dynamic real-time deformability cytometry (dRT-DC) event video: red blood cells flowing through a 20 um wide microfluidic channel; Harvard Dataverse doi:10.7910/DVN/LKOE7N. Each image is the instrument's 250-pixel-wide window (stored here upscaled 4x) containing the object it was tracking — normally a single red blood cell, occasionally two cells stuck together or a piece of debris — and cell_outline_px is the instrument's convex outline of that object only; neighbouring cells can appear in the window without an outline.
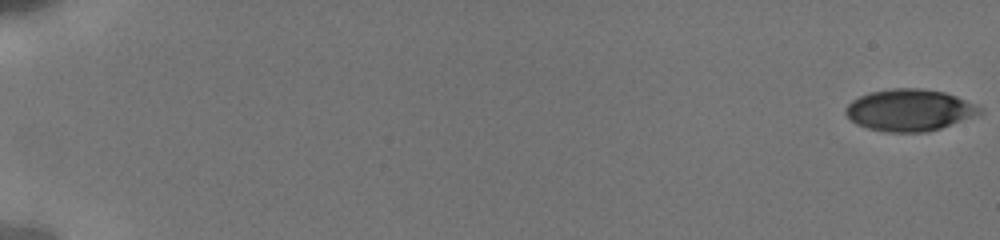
{"species": "human", "species_latin": "Homo sapiens", "temperature_condition": "cold", "stored_images_in_passage": 12, "camera_frame_rate_fps": 3000, "um_per_image_px": 0.085, "donor": {"sex": "male"}, "frame": {"image": 1, "passage_image": 1, "time_ms": 0.0, "image_size_px": [1000, 240], "cell_outline_px": [[984, 112], [976, 116], [928, 132], [884, 132], [868, 128], [856, 124], [844, 112], [848, 104], [852, 100], [868, 92], [892, 88], [920, 88], [944, 92], [956, 96], [976, 104], [984, 108]], "centroid_in_image_um": [77.33, 9.36], "position_along_channel_um": 7.7, "area_um2": 32.83}}
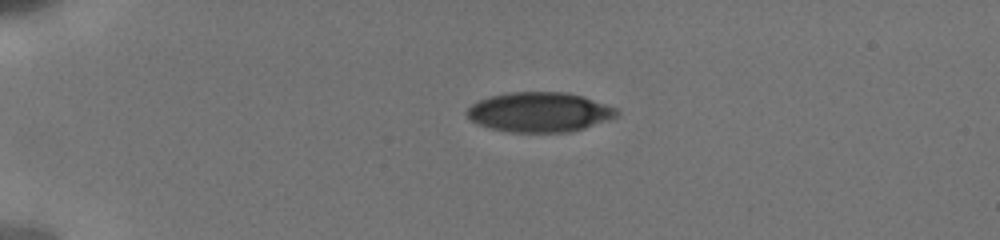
{"frame": {"image": 2, "passage_image": 7, "time_ms": 4.667, "image_size_px": [1000, 240], "cell_outline_px": [[620, 112], [616, 116], [584, 128], [572, 132], [508, 132], [492, 128], [480, 124], [472, 120], [464, 112], [472, 104], [488, 96], [508, 92], [568, 92], [584, 96], [616, 108]], "centroid_in_image_um": [45.85, 9.52], "position_along_channel_um": 39.1, "area_um2": 34.62}}
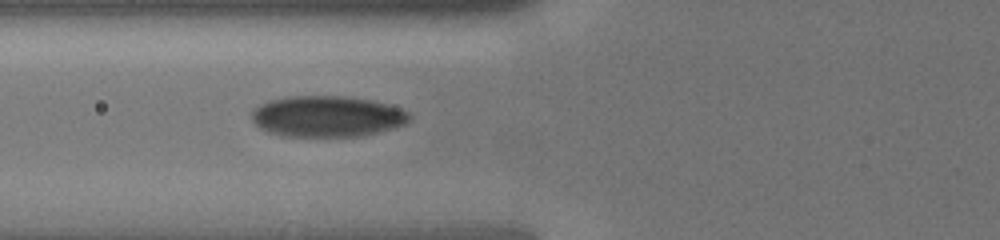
{"frame": {"image": 3, "passage_image": 12, "time_ms": 7.667, "image_size_px": [1000, 240], "cell_outline_px": [[412, 116], [404, 124], [392, 128], [360, 136], [280, 136], [268, 132], [260, 128], [252, 120], [252, 108], [268, 100], [288, 96], [344, 96], [372, 100], [388, 104], [400, 108], [408, 112]], "centroid_in_image_um": [27.77, 9.88], "position_along_channel_um": 98.0, "area_um2": 37.8}}